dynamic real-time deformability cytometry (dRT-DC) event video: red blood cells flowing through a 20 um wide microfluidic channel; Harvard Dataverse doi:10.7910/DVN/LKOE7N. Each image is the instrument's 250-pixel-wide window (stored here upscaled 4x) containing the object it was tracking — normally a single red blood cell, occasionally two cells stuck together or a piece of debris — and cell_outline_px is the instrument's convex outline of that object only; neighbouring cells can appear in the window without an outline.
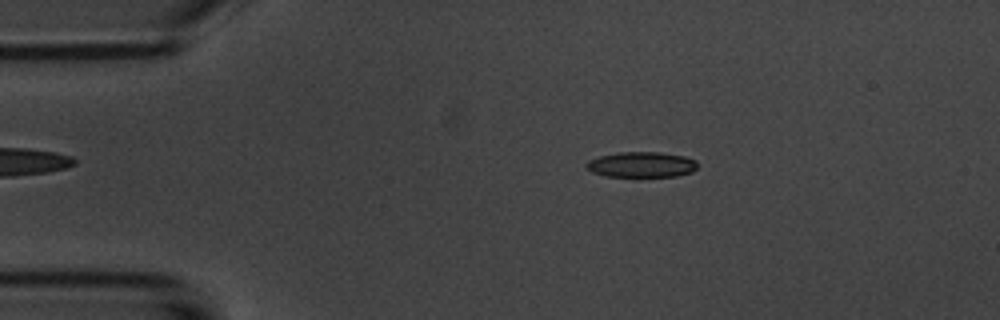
{"species": "common noctule bat (a hibernating species)", "species_latin": "Nyctalus noctula", "temperature_condition": "room temperature", "stored_images_in_passage": 54, "camera_frame_rate_fps": 3000, "um_per_image_px": 0.085, "animal": {"sex": "male", "body_mass_g": 20.1, "forearm_length_mm": 53.5}, "frame": {"image": 1, "passage_image": 10, "time_ms": 3.0, "image_size_px": [1000, 320], "cell_outline_px": [[696, 168], [692, 172], [676, 176], [636, 180], [604, 176], [592, 172], [584, 164], [588, 160], [600, 156], [620, 152], [660, 152], [684, 156], [696, 160]], "centroid_in_image_um": [54.5, 14.05], "position_along_channel_um": 30.5, "area_um2": 17.46}}
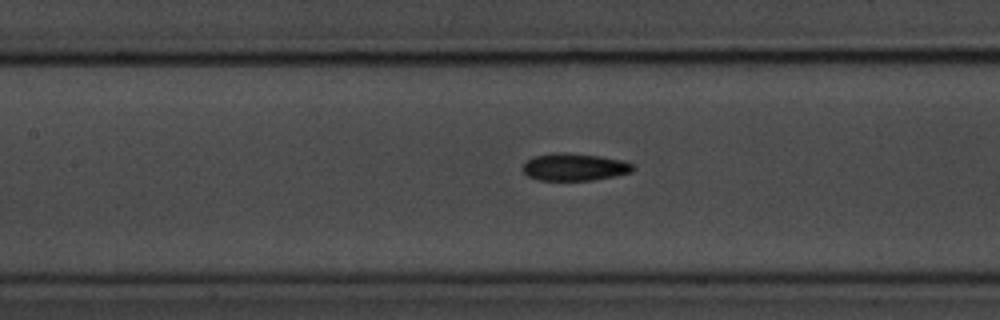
{"frame": {"image": 2, "passage_image": 24, "time_ms": 7.667, "image_size_px": [1000, 320], "cell_outline_px": [[636, 168], [632, 172], [592, 180], [540, 180], [528, 176], [524, 172], [524, 164], [528, 160], [536, 156], [552, 152], [564, 152], [600, 156], [620, 160], [632, 164]], "centroid_in_image_um": [48.84, 14.19], "position_along_channel_um": 158.6, "area_um2": 17.34}}
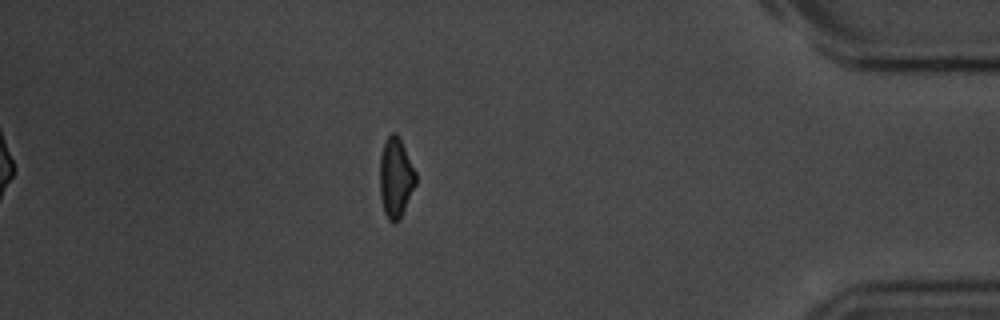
{"frame": {"image": 3, "passage_image": 47, "time_ms": 15.333, "image_size_px": [1000, 320], "cell_outline_px": [[416, 184], [400, 220], [396, 224], [392, 224], [388, 220], [384, 212], [380, 196], [380, 156], [384, 144], [388, 136], [392, 132], [396, 132], [416, 172]], "centroid_in_image_um": [33.63, 15.17], "position_along_channel_um": 401.6, "area_um2": 16.76}, "authors_computed_cell_mechanics": {"area_um2": 17.1955, "velocity_mm_per_s": 3.725, "shape_relaxation_time_tau1_ms": 2.9495, "shape_relaxation_time_tau2_ms": 3.9974, "deformation_change_tau1": 0.1091, "deformation_change_tau2": 0.1009}}